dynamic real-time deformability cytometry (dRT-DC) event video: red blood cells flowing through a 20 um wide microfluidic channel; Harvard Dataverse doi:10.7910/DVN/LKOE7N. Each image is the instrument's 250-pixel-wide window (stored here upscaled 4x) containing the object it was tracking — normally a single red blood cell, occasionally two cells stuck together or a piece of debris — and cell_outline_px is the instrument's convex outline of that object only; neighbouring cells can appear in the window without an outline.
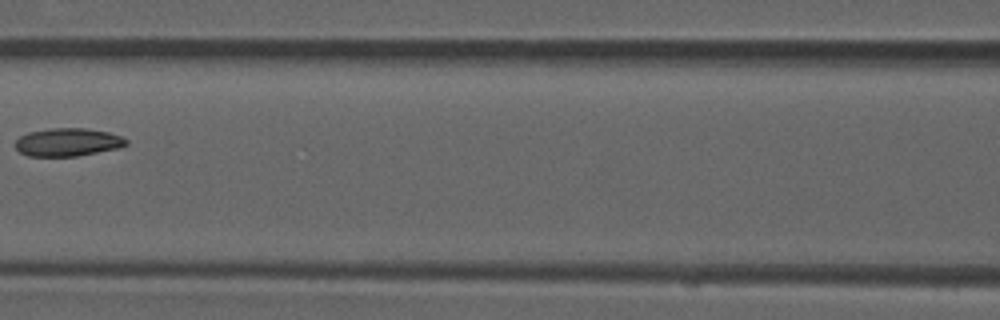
{"species": "common noctule bat (a hibernating species)", "species_latin": "Nyctalus noctula", "temperature_condition": "room temperature", "stored_images_in_passage": 6, "camera_frame_rate_fps": 3000, "um_per_image_px": 0.085, "animal": {"sex": "male", "forearm_length_mm": 52.5}, "frame": {"image": 1, "passage_image": 5, "time_ms": 1.333, "image_size_px": [1000, 320], "cell_outline_px": [[128, 144], [120, 148], [76, 156], [28, 156], [20, 152], [16, 148], [16, 140], [20, 136], [28, 132], [48, 128], [88, 128], [108, 132], [120, 136], [128, 140]], "centroid_in_image_um": [5.77, 12.08], "position_along_channel_um": 160.8, "area_um2": 18.21}}
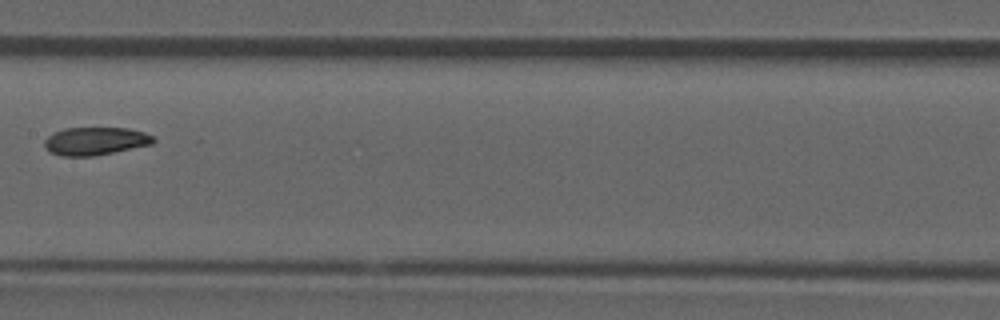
{"frame": {"image": 2, "passage_image": 6, "time_ms": 1.667, "image_size_px": [1000, 320], "cell_outline_px": [[156, 140], [152, 144], [96, 156], [60, 156], [48, 152], [44, 148], [44, 140], [52, 132], [64, 128], [128, 128], [144, 132], [152, 136]], "centroid_in_image_um": [8.05, 12.0], "position_along_channel_um": 199.3, "area_um2": 17.98}}